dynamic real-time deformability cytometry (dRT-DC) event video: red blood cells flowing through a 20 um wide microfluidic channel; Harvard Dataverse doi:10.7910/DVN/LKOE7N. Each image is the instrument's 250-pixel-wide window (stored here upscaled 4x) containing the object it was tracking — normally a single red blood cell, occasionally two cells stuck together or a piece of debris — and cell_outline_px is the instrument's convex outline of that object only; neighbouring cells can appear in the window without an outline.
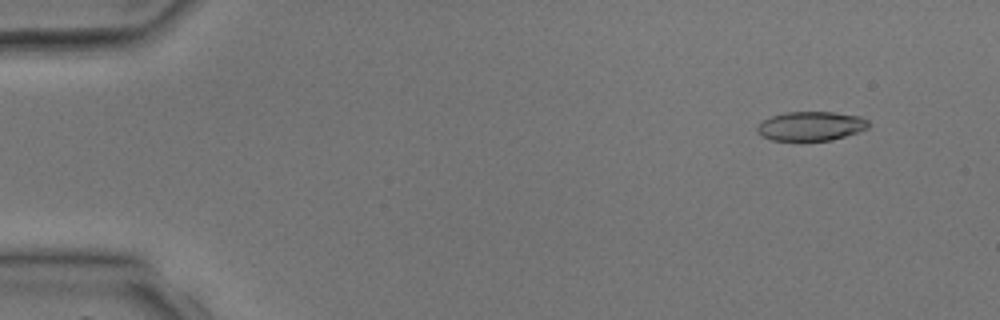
{"species": "common noctule bat (a hibernating species)", "species_latin": "Nyctalus noctula", "temperature_condition": "room temperature", "stored_images_in_passage": 4, "camera_frame_rate_fps": 3000, "um_per_image_px": 0.085, "animal": {"sex": "male", "body_mass_g": 17.9, "forearm_length_mm": 54.2}, "frame": {"image": 1, "passage_image": 1, "time_ms": 0.0, "image_size_px": [1000, 320], "cell_outline_px": [[872, 124], [868, 128], [832, 140], [772, 140], [760, 136], [756, 132], [756, 128], [764, 120], [772, 116], [784, 112], [832, 112], [860, 116], [868, 120]], "centroid_in_image_um": [68.93, 10.71], "position_along_channel_um": 16.1, "area_um2": 18.9}}
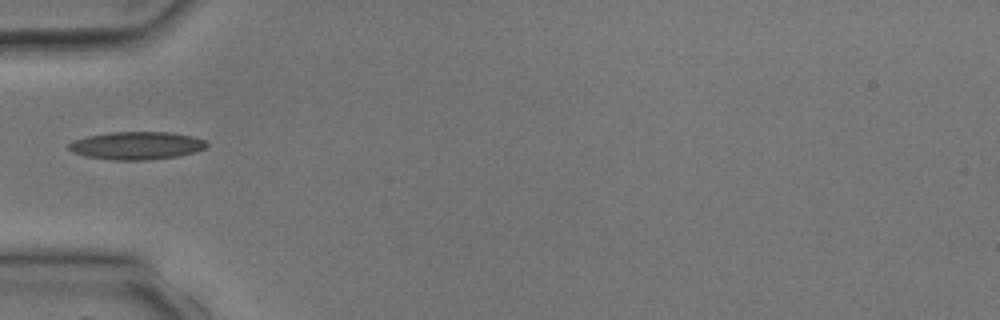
{"frame": {"image": 2, "passage_image": 4, "time_ms": 3.333, "image_size_px": [1000, 320], "cell_outline_px": [[208, 144], [204, 148], [196, 152], [180, 156], [148, 160], [112, 160], [84, 156], [72, 152], [68, 148], [68, 144], [76, 140], [88, 136], [108, 132], [172, 132], [192, 136], [204, 140]], "centroid_in_image_um": [11.62, 12.38], "position_along_channel_um": 73.4, "area_um2": 22.48}}